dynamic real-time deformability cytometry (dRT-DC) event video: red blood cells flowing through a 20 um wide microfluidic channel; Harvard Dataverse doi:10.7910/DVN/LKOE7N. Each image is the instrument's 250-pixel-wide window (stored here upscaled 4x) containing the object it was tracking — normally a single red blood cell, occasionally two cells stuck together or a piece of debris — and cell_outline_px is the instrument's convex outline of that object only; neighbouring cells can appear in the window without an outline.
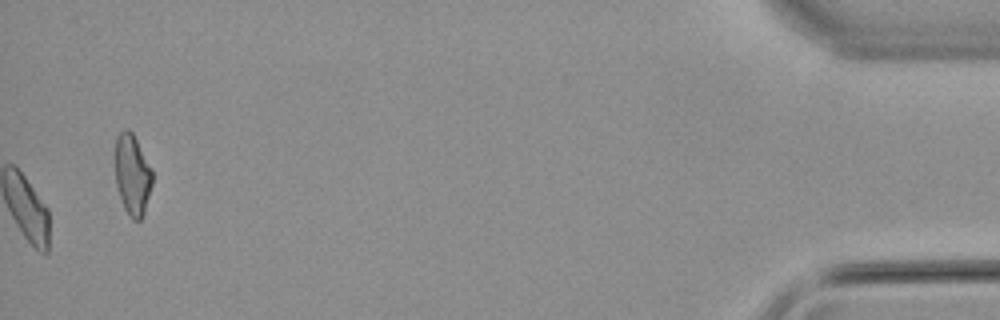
{"species": "common noctule bat (a hibernating species)", "species_latin": "Nyctalus noctula", "temperature_condition": "warm", "stored_images_in_passage": 40, "camera_frame_rate_fps": 3000, "um_per_image_px": 0.085, "animal": {"sex": "male", "body_mass_g": 21.5, "forearm_length_mm": 52.0}, "frame": {"image": 1, "passage_image": 40, "time_ms": 13.0, "image_size_px": [1000, 320], "cell_outline_px": [[152, 184], [144, 216], [140, 220], [132, 220], [124, 208], [120, 200], [116, 184], [112, 156], [116, 136], [124, 128], [128, 128], [132, 132], [152, 168]], "centroid_in_image_um": [11.2, 14.82], "position_along_channel_um": 424.0, "area_um2": 18.32}, "authors_computed_cell_mechanics": {"area_um2": 18.3515, "velocity_mm_per_s": 3.795, "shape_relaxation_time_tau1_ms": null, "shape_relaxation_time_tau2_ms": 4.1569, "deformation_change_tau1": null, "deformation_change_tau2": 0.106}}